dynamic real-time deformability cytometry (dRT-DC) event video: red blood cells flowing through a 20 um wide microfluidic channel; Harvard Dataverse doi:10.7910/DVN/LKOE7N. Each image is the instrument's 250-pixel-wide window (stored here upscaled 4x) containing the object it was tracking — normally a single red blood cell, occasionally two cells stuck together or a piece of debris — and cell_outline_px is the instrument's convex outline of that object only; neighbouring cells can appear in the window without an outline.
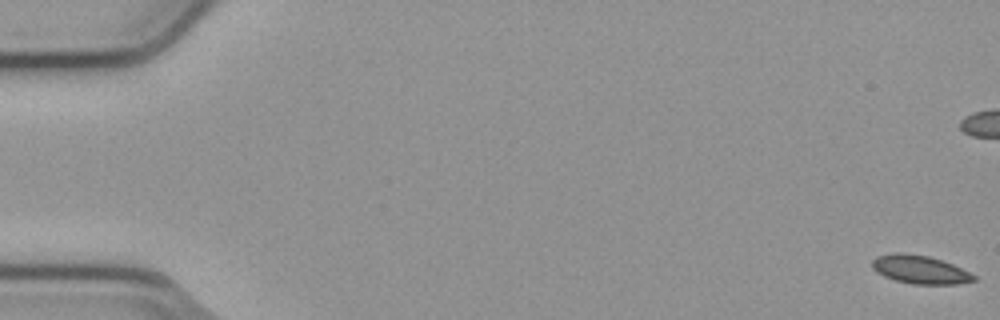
{"species": "common noctule bat (a hibernating species)", "species_latin": "Nyctalus noctula", "temperature_condition": "cold", "stored_images_in_passage": 56, "camera_frame_rate_fps": 3000, "um_per_image_px": 0.085, "animal": {"sex": "male", "body_mass_g": 23.1, "forearm_length_mm": 52.7}, "frame": {"image": 1, "passage_image": 1, "time_ms": 0.0, "image_size_px": [1000, 320], "cell_outline_px": [[976, 280], [956, 284], [912, 284], [896, 280], [884, 276], [872, 268], [872, 260], [876, 256], [896, 252], [904, 252], [928, 256], [952, 264], [976, 276]], "centroid_in_image_um": [78.17, 22.9], "position_along_channel_um": 6.8, "area_um2": 16.65}}
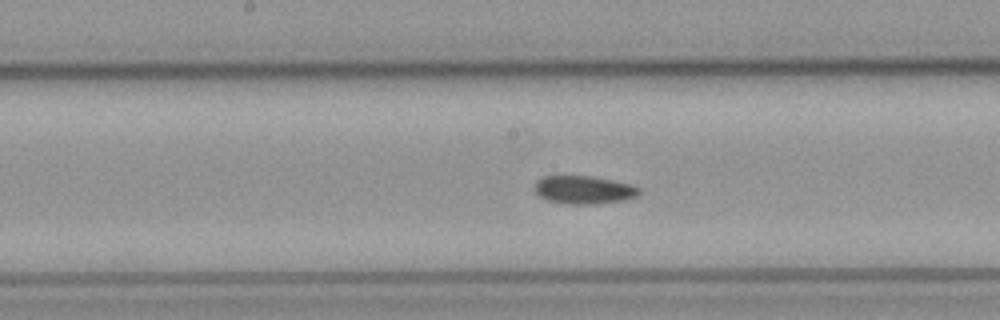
{"frame": {"image": 2, "passage_image": 29, "time_ms": 9.333, "image_size_px": [1000, 320], "cell_outline_px": [[640, 196], [624, 200], [592, 204], [568, 204], [548, 200], [540, 196], [536, 192], [536, 180], [544, 176], [592, 176], [612, 180], [628, 184], [640, 188]], "centroid_in_image_um": [49.65, 16.13], "position_along_channel_um": 198.5, "area_um2": 16.99}}
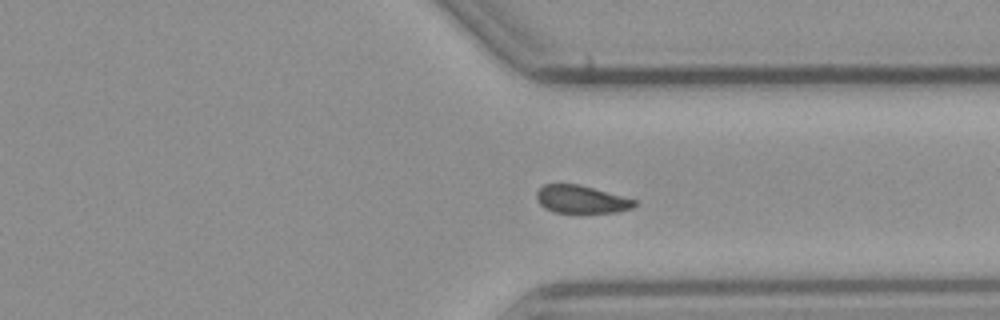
{"frame": {"image": 3, "passage_image": 42, "time_ms": 13.667, "image_size_px": [1000, 320], "cell_outline_px": [[636, 204], [632, 208], [620, 212], [552, 212], [544, 208], [540, 204], [536, 196], [536, 192], [544, 184], [576, 184], [592, 188], [636, 200]], "centroid_in_image_um": [49.38, 16.95], "position_along_channel_um": 362.0, "area_um2": 15.61}, "authors_computed_cell_mechanics": {"area_um2": 16.6753, "velocity_mm_per_s": 3.7734, "shape_relaxation_time_tau1_ms": 3.3241, "shape_relaxation_time_tau2_ms": 6.6094, "deformation_change_tau1": 0.0771, "deformation_change_tau2": 0.1001}}